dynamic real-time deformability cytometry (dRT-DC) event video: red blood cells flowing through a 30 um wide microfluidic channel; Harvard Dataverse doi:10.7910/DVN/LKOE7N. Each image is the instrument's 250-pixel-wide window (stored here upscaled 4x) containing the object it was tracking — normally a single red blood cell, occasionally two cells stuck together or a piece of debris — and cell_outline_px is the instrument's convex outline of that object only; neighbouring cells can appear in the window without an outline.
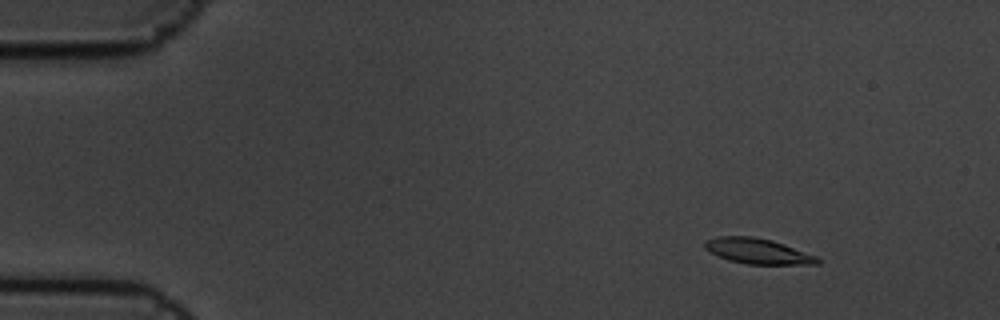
{"species": "common noctule bat (a hibernating species)", "species_latin": "Nyctalus noctula", "temperature_condition": "cold", "stored_images_in_passage": 7, "camera_frame_rate_fps": 3000, "um_per_image_px": 0.085, "animal": {"sex": "male", "body_mass_g": 19.5, "forearm_length_mm": 54.6}, "frame": {"image": 1, "passage_image": 3, "time_ms": 0.667, "image_size_px": [1000, 320], "cell_outline_px": [[820, 264], [748, 264], [728, 260], [704, 248], [704, 240], [720, 236], [752, 236], [772, 240], [820, 256]], "centroid_in_image_um": [64.46, 21.34], "position_along_channel_um": 20.5, "area_um2": 16.76}}